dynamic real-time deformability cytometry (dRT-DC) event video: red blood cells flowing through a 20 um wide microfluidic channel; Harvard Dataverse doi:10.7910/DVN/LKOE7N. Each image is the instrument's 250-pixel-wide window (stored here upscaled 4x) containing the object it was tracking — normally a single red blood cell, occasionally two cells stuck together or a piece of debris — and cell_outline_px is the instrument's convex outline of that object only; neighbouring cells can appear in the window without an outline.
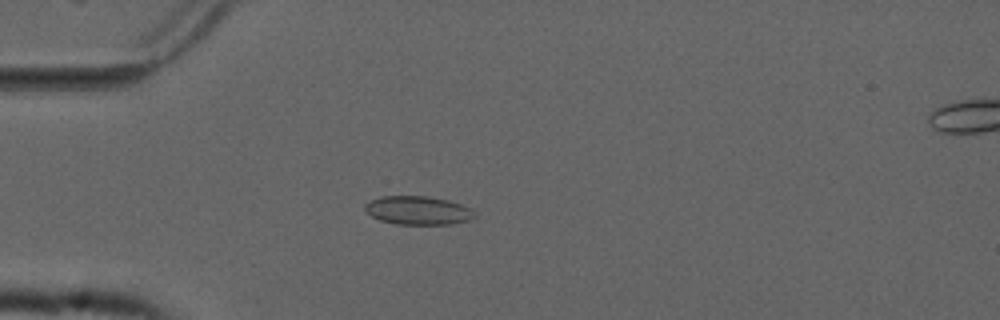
{"species": "common noctule bat (a hibernating species)", "species_latin": "Nyctalus noctula", "temperature_condition": "cold", "stored_images_in_passage": 54, "camera_frame_rate_fps": 3000, "um_per_image_px": 0.085, "animal": {"sex": "male", "forearm_length_mm": 52.5}, "frame": {"image": 1, "passage_image": 15, "time_ms": 4.667, "image_size_px": [1000, 320], "cell_outline_px": [[476, 216], [472, 220], [452, 224], [396, 224], [380, 220], [372, 216], [364, 208], [364, 204], [368, 200], [380, 196], [428, 196], [448, 200], [472, 208], [476, 212]], "centroid_in_image_um": [35.56, 17.88], "position_along_channel_um": 49.4, "area_um2": 18.5}}
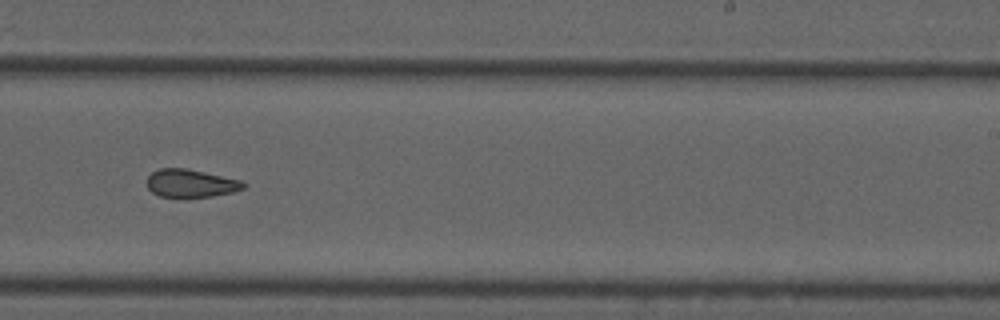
{"frame": {"image": 2, "passage_image": 34, "time_ms": 11.0, "image_size_px": [1000, 320], "cell_outline_px": [[248, 184], [244, 188], [232, 192], [212, 196], [160, 196], [152, 192], [148, 188], [148, 176], [152, 172], [160, 168], [184, 168], [244, 180]], "centroid_in_image_um": [16.27, 15.56], "position_along_channel_um": 272.7, "area_um2": 15.55}}
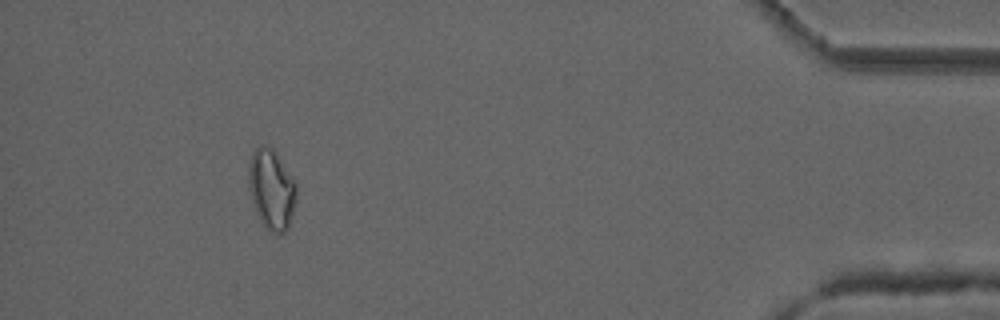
{"frame": {"image": 3, "passage_image": 50, "time_ms": 16.333, "image_size_px": [1000, 320], "cell_outline_px": [[296, 200], [288, 228], [284, 232], [272, 232], [264, 228], [260, 224], [252, 204], [248, 188], [248, 164], [252, 152], [260, 144], [264, 144], [272, 148], [296, 180]], "centroid_in_image_um": [23.05, 16.09], "position_along_channel_um": 412.2, "area_um2": 22.83}, "authors_computed_cell_mechanics": {"area_um2": 18.1492, "velocity_mm_per_s": 3.748, "shape_relaxation_time_tau1_ms": null, "shape_relaxation_time_tau2_ms": 2.6874, "deformation_change_tau1": null, "deformation_change_tau2": 0.0802}}